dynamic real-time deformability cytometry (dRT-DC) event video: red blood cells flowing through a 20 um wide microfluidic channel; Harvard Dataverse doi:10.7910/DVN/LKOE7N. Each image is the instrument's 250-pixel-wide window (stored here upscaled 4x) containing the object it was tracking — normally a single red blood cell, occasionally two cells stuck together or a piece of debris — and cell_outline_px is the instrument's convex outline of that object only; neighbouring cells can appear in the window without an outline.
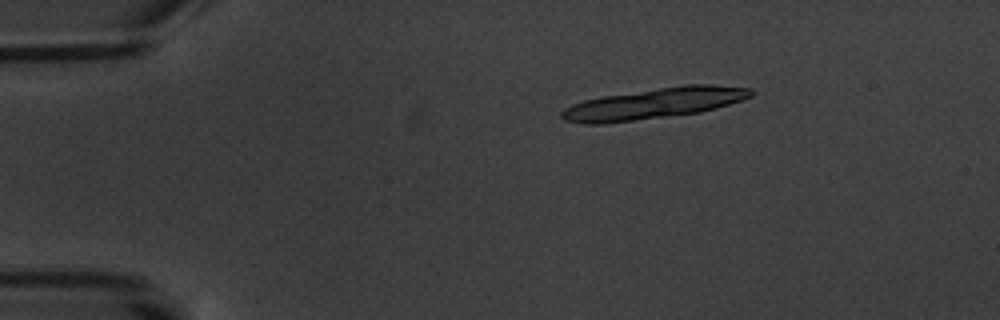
{"species": "common noctule bat (a hibernating species)", "species_latin": "Nyctalus noctula", "temperature_condition": "warm", "stored_images_in_passage": 7, "camera_frame_rate_fps": 3000, "um_per_image_px": 0.085, "animal": {"sex": "male", "body_mass_g": 20.1, "forearm_length_mm": 53.5}, "frame": {"image": 1, "passage_image": 3, "time_ms": 2.333, "image_size_px": [1000, 320], "cell_outline_px": [[756, 92], [752, 96], [716, 108], [700, 112], [604, 124], [580, 124], [564, 120], [560, 116], [560, 112], [564, 108], [572, 104], [584, 100], [600, 96], [684, 84], [708, 84], [752, 88]], "centroid_in_image_um": [55.55, 8.79], "position_along_channel_um": 29.4, "area_um2": 34.22}}